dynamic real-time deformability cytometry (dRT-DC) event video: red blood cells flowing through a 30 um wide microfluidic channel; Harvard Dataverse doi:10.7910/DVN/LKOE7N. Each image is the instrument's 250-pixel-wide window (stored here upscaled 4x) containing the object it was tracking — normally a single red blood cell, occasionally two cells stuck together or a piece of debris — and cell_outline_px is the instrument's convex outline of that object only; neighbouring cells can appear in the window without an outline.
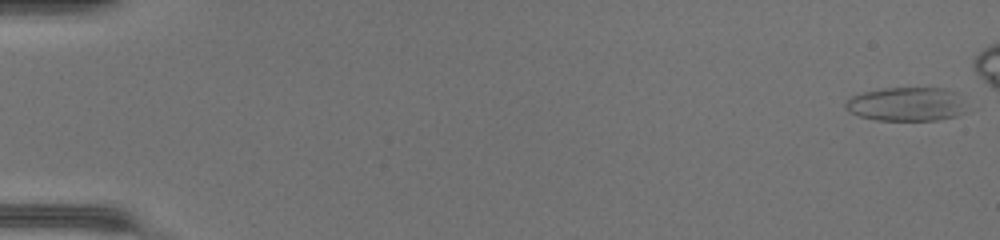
{"species": "common noctule bat (a hibernating species)", "species_latin": "Nyctalus noctula", "temperature_condition": "warm", "stored_images_in_passage": 45, "camera_frame_rate_fps": 3000, "um_per_image_px": 0.085, "animal": {"sex": "female", "body_mass_g": 17.0, "forearm_length_mm": 48.0}, "frame": {"image": 1, "passage_image": 1, "time_ms": 0.0, "image_size_px": [1000, 240], "cell_outline_px": [[968, 108], [964, 112], [956, 116], [936, 120], [876, 120], [860, 116], [852, 112], [844, 104], [852, 96], [860, 92], [884, 88], [948, 88], [956, 92]], "centroid_in_image_um": [77.1, 8.84], "position_along_channel_um": 7.9, "area_um2": 23.93}}
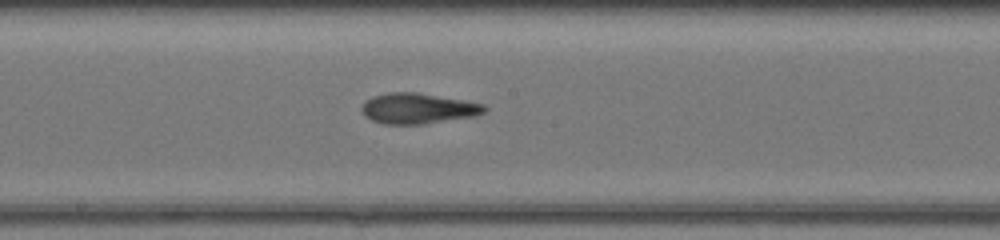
{"frame": {"image": 2, "passage_image": 28, "time_ms": 9.0, "image_size_px": [1000, 240], "cell_outline_px": [[488, 108], [484, 112], [476, 116], [424, 124], [384, 124], [372, 120], [364, 116], [360, 108], [364, 100], [372, 96], [388, 92], [416, 92], [464, 100], [484, 104]], "centroid_in_image_um": [35.5, 9.21], "position_along_channel_um": 212.7, "area_um2": 22.08}}
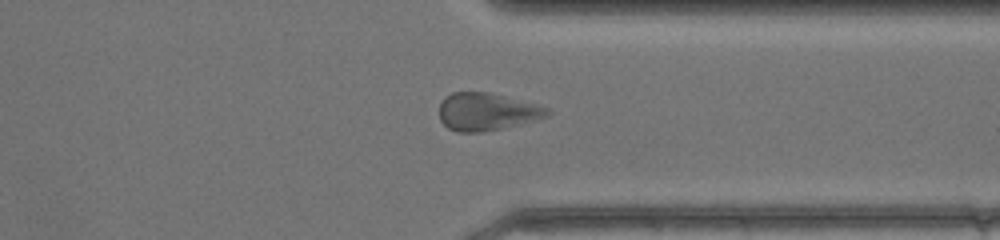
{"frame": {"image": 3, "passage_image": 39, "time_ms": 12.667, "image_size_px": [1000, 240], "cell_outline_px": [[552, 112], [548, 116], [520, 124], [484, 132], [456, 132], [448, 128], [440, 120], [440, 104], [452, 92], [488, 92], [548, 108]], "centroid_in_image_um": [41.36, 9.51], "position_along_channel_um": 370.0, "area_um2": 23.29}}